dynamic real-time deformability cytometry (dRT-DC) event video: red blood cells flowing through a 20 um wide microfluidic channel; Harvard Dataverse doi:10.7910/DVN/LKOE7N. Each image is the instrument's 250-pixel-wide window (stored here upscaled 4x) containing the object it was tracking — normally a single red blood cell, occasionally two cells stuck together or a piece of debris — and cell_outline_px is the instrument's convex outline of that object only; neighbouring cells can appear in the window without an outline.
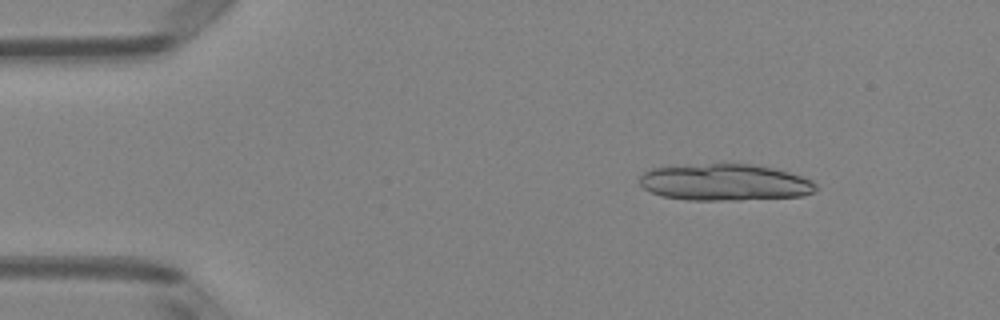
{"species": "Egyptian fruit bat (a non-hibernating species)", "species_latin": "Rousettus aegyptiacus", "temperature_condition": "room temperature", "stored_images_in_passage": 3, "camera_frame_rate_fps": 3000, "um_per_image_px": 0.085, "animal": {"sex": "female"}, "frame": {"image": 1, "passage_image": 1, "time_ms": 0.0, "image_size_px": [1000, 320], "cell_outline_px": [[820, 188], [816, 192], [804, 196], [740, 200], [688, 200], [660, 196], [644, 188], [640, 184], [640, 176], [644, 172], [652, 168], [708, 164], [752, 164], [772, 168], [788, 172], [812, 180]], "centroid_in_image_um": [61.66, 15.52], "position_along_channel_um": 23.3, "area_um2": 37.69}}